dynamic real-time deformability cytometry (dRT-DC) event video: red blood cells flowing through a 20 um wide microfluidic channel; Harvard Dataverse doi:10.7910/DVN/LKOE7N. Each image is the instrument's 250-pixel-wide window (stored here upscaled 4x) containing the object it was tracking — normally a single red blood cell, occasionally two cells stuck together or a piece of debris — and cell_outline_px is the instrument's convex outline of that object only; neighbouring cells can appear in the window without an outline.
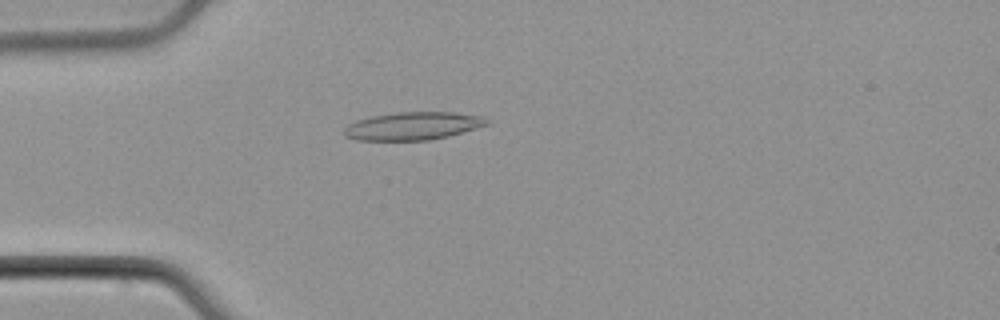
{"species": "common noctule bat (a hibernating species)", "species_latin": "Nyctalus noctula", "temperature_condition": "cold", "stored_images_in_passage": 54, "camera_frame_rate_fps": 3000, "um_per_image_px": 0.085, "animal": {"sex": "male", "body_mass_g": 21.5, "forearm_length_mm": 52.0}, "frame": {"image": 1, "passage_image": 15, "time_ms": 4.667, "image_size_px": [1000, 320], "cell_outline_px": [[492, 120], [488, 124], [448, 136], [428, 140], [356, 140], [344, 136], [344, 128], [348, 124], [356, 120], [372, 116], [396, 112], [456, 112], [484, 116]], "centroid_in_image_um": [35.1, 10.7], "position_along_channel_um": 49.9, "area_um2": 23.29}}
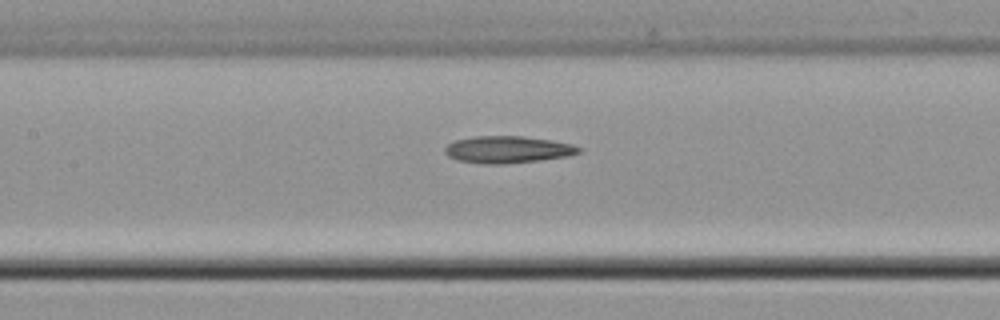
{"frame": {"image": 2, "passage_image": 25, "time_ms": 8.0, "image_size_px": [1000, 320], "cell_outline_px": [[584, 148], [580, 152], [568, 156], [504, 164], [484, 164], [456, 160], [448, 156], [444, 152], [444, 148], [448, 144], [456, 140], [472, 136], [520, 136], [552, 140], [572, 144]], "centroid_in_image_um": [43.14, 12.71], "position_along_channel_um": 164.3, "area_um2": 21.1}}
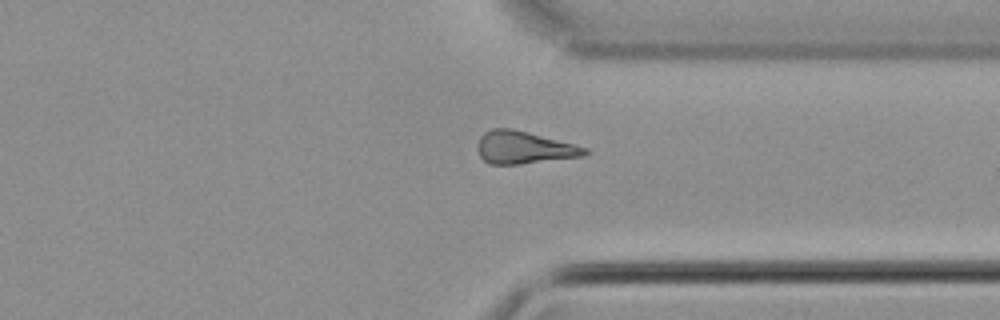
{"frame": {"image": 3, "passage_image": 41, "time_ms": 13.333, "image_size_px": [1000, 320], "cell_outline_px": [[588, 152], [584, 156], [520, 164], [488, 164], [480, 156], [476, 148], [476, 144], [480, 136], [484, 132], [492, 128], [512, 128], [528, 132], [588, 148]], "centroid_in_image_um": [44.48, 12.54], "position_along_channel_um": 366.9, "area_um2": 20.35}, "authors_computed_cell_mechanics": {"area_um2": 20.7791, "velocity_mm_per_s": 3.8094, "shape_relaxation_time_tau1_ms": null, "shape_relaxation_time_tau2_ms": 6.3072, "deformation_change_tau1": null, "deformation_change_tau2": 0.1906}}